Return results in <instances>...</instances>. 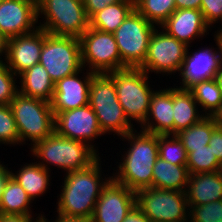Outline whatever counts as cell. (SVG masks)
Segmentation results:
<instances>
[{
	"label": "cell",
	"instance_id": "22",
	"mask_svg": "<svg viewBox=\"0 0 222 222\" xmlns=\"http://www.w3.org/2000/svg\"><path fill=\"white\" fill-rule=\"evenodd\" d=\"M50 172L35 161L22 164L15 173L9 169L10 175L24 188L32 201L47 193L51 185Z\"/></svg>",
	"mask_w": 222,
	"mask_h": 222
},
{
	"label": "cell",
	"instance_id": "35",
	"mask_svg": "<svg viewBox=\"0 0 222 222\" xmlns=\"http://www.w3.org/2000/svg\"><path fill=\"white\" fill-rule=\"evenodd\" d=\"M188 222H222V200L190 206Z\"/></svg>",
	"mask_w": 222,
	"mask_h": 222
},
{
	"label": "cell",
	"instance_id": "42",
	"mask_svg": "<svg viewBox=\"0 0 222 222\" xmlns=\"http://www.w3.org/2000/svg\"><path fill=\"white\" fill-rule=\"evenodd\" d=\"M202 0H175L176 9L200 10Z\"/></svg>",
	"mask_w": 222,
	"mask_h": 222
},
{
	"label": "cell",
	"instance_id": "26",
	"mask_svg": "<svg viewBox=\"0 0 222 222\" xmlns=\"http://www.w3.org/2000/svg\"><path fill=\"white\" fill-rule=\"evenodd\" d=\"M135 9V0H121L106 6L90 19V27L113 33Z\"/></svg>",
	"mask_w": 222,
	"mask_h": 222
},
{
	"label": "cell",
	"instance_id": "38",
	"mask_svg": "<svg viewBox=\"0 0 222 222\" xmlns=\"http://www.w3.org/2000/svg\"><path fill=\"white\" fill-rule=\"evenodd\" d=\"M89 20L99 11L103 10L110 4L117 3L121 0H82Z\"/></svg>",
	"mask_w": 222,
	"mask_h": 222
},
{
	"label": "cell",
	"instance_id": "14",
	"mask_svg": "<svg viewBox=\"0 0 222 222\" xmlns=\"http://www.w3.org/2000/svg\"><path fill=\"white\" fill-rule=\"evenodd\" d=\"M81 73L83 77H80ZM94 74L83 67L75 74L64 77L54 84V94L50 102L54 115L89 104V88Z\"/></svg>",
	"mask_w": 222,
	"mask_h": 222
},
{
	"label": "cell",
	"instance_id": "37",
	"mask_svg": "<svg viewBox=\"0 0 222 222\" xmlns=\"http://www.w3.org/2000/svg\"><path fill=\"white\" fill-rule=\"evenodd\" d=\"M200 11L206 24L213 28L212 25L222 20V0H202Z\"/></svg>",
	"mask_w": 222,
	"mask_h": 222
},
{
	"label": "cell",
	"instance_id": "2",
	"mask_svg": "<svg viewBox=\"0 0 222 222\" xmlns=\"http://www.w3.org/2000/svg\"><path fill=\"white\" fill-rule=\"evenodd\" d=\"M120 139L125 140L129 148H122L127 152L125 150L121 154L122 160L112 178L135 192L152 187L153 166L159 157L158 135L140 129L139 132L133 130Z\"/></svg>",
	"mask_w": 222,
	"mask_h": 222
},
{
	"label": "cell",
	"instance_id": "27",
	"mask_svg": "<svg viewBox=\"0 0 222 222\" xmlns=\"http://www.w3.org/2000/svg\"><path fill=\"white\" fill-rule=\"evenodd\" d=\"M88 98L91 108L121 106L113 78L108 73L94 74L92 76Z\"/></svg>",
	"mask_w": 222,
	"mask_h": 222
},
{
	"label": "cell",
	"instance_id": "4",
	"mask_svg": "<svg viewBox=\"0 0 222 222\" xmlns=\"http://www.w3.org/2000/svg\"><path fill=\"white\" fill-rule=\"evenodd\" d=\"M9 106L16 122L20 145L30 141L31 148L55 131V115L49 102L18 91Z\"/></svg>",
	"mask_w": 222,
	"mask_h": 222
},
{
	"label": "cell",
	"instance_id": "46",
	"mask_svg": "<svg viewBox=\"0 0 222 222\" xmlns=\"http://www.w3.org/2000/svg\"><path fill=\"white\" fill-rule=\"evenodd\" d=\"M52 222H93L91 218H75V217H66V216H56V220Z\"/></svg>",
	"mask_w": 222,
	"mask_h": 222
},
{
	"label": "cell",
	"instance_id": "41",
	"mask_svg": "<svg viewBox=\"0 0 222 222\" xmlns=\"http://www.w3.org/2000/svg\"><path fill=\"white\" fill-rule=\"evenodd\" d=\"M122 222H152L135 204Z\"/></svg>",
	"mask_w": 222,
	"mask_h": 222
},
{
	"label": "cell",
	"instance_id": "34",
	"mask_svg": "<svg viewBox=\"0 0 222 222\" xmlns=\"http://www.w3.org/2000/svg\"><path fill=\"white\" fill-rule=\"evenodd\" d=\"M20 146L19 134L9 105H0V145Z\"/></svg>",
	"mask_w": 222,
	"mask_h": 222
},
{
	"label": "cell",
	"instance_id": "23",
	"mask_svg": "<svg viewBox=\"0 0 222 222\" xmlns=\"http://www.w3.org/2000/svg\"><path fill=\"white\" fill-rule=\"evenodd\" d=\"M20 77V78H19ZM21 94L51 102L54 94V82L45 67L38 63L18 76Z\"/></svg>",
	"mask_w": 222,
	"mask_h": 222
},
{
	"label": "cell",
	"instance_id": "30",
	"mask_svg": "<svg viewBox=\"0 0 222 222\" xmlns=\"http://www.w3.org/2000/svg\"><path fill=\"white\" fill-rule=\"evenodd\" d=\"M187 89L205 116H210L222 103V93L215 78L195 82Z\"/></svg>",
	"mask_w": 222,
	"mask_h": 222
},
{
	"label": "cell",
	"instance_id": "21",
	"mask_svg": "<svg viewBox=\"0 0 222 222\" xmlns=\"http://www.w3.org/2000/svg\"><path fill=\"white\" fill-rule=\"evenodd\" d=\"M174 135L199 122L205 115L187 88H172Z\"/></svg>",
	"mask_w": 222,
	"mask_h": 222
},
{
	"label": "cell",
	"instance_id": "50",
	"mask_svg": "<svg viewBox=\"0 0 222 222\" xmlns=\"http://www.w3.org/2000/svg\"><path fill=\"white\" fill-rule=\"evenodd\" d=\"M47 219L46 217H44L40 222H50L51 220Z\"/></svg>",
	"mask_w": 222,
	"mask_h": 222
},
{
	"label": "cell",
	"instance_id": "25",
	"mask_svg": "<svg viewBox=\"0 0 222 222\" xmlns=\"http://www.w3.org/2000/svg\"><path fill=\"white\" fill-rule=\"evenodd\" d=\"M33 201L24 188L10 175L0 199L1 214L34 215L31 210Z\"/></svg>",
	"mask_w": 222,
	"mask_h": 222
},
{
	"label": "cell",
	"instance_id": "17",
	"mask_svg": "<svg viewBox=\"0 0 222 222\" xmlns=\"http://www.w3.org/2000/svg\"><path fill=\"white\" fill-rule=\"evenodd\" d=\"M189 46L187 54L183 61V66L179 73L180 88H188L195 82L201 80H207L215 77V73L222 66L220 53L214 46H204L197 49L194 52H189ZM191 53V54H190Z\"/></svg>",
	"mask_w": 222,
	"mask_h": 222
},
{
	"label": "cell",
	"instance_id": "10",
	"mask_svg": "<svg viewBox=\"0 0 222 222\" xmlns=\"http://www.w3.org/2000/svg\"><path fill=\"white\" fill-rule=\"evenodd\" d=\"M136 205L152 222H188L189 206L185 192L153 187L136 192Z\"/></svg>",
	"mask_w": 222,
	"mask_h": 222
},
{
	"label": "cell",
	"instance_id": "33",
	"mask_svg": "<svg viewBox=\"0 0 222 222\" xmlns=\"http://www.w3.org/2000/svg\"><path fill=\"white\" fill-rule=\"evenodd\" d=\"M159 157L174 165L187 164V152L176 135H158Z\"/></svg>",
	"mask_w": 222,
	"mask_h": 222
},
{
	"label": "cell",
	"instance_id": "12",
	"mask_svg": "<svg viewBox=\"0 0 222 222\" xmlns=\"http://www.w3.org/2000/svg\"><path fill=\"white\" fill-rule=\"evenodd\" d=\"M55 131L66 138L89 144L100 154L98 147L92 142L104 134L99 127L97 116L89 104L57 113L55 115Z\"/></svg>",
	"mask_w": 222,
	"mask_h": 222
},
{
	"label": "cell",
	"instance_id": "31",
	"mask_svg": "<svg viewBox=\"0 0 222 222\" xmlns=\"http://www.w3.org/2000/svg\"><path fill=\"white\" fill-rule=\"evenodd\" d=\"M135 9L159 27L176 10L175 0H135Z\"/></svg>",
	"mask_w": 222,
	"mask_h": 222
},
{
	"label": "cell",
	"instance_id": "13",
	"mask_svg": "<svg viewBox=\"0 0 222 222\" xmlns=\"http://www.w3.org/2000/svg\"><path fill=\"white\" fill-rule=\"evenodd\" d=\"M136 204V192L113 178L104 186L96 202L93 222H122Z\"/></svg>",
	"mask_w": 222,
	"mask_h": 222
},
{
	"label": "cell",
	"instance_id": "49",
	"mask_svg": "<svg viewBox=\"0 0 222 222\" xmlns=\"http://www.w3.org/2000/svg\"><path fill=\"white\" fill-rule=\"evenodd\" d=\"M24 1H27L33 4L35 7H38L42 0H24Z\"/></svg>",
	"mask_w": 222,
	"mask_h": 222
},
{
	"label": "cell",
	"instance_id": "16",
	"mask_svg": "<svg viewBox=\"0 0 222 222\" xmlns=\"http://www.w3.org/2000/svg\"><path fill=\"white\" fill-rule=\"evenodd\" d=\"M37 7L24 0L0 2V31L9 39L31 33L39 26Z\"/></svg>",
	"mask_w": 222,
	"mask_h": 222
},
{
	"label": "cell",
	"instance_id": "51",
	"mask_svg": "<svg viewBox=\"0 0 222 222\" xmlns=\"http://www.w3.org/2000/svg\"><path fill=\"white\" fill-rule=\"evenodd\" d=\"M220 23H221V26L219 27L220 29L218 28V30H222V20H221Z\"/></svg>",
	"mask_w": 222,
	"mask_h": 222
},
{
	"label": "cell",
	"instance_id": "36",
	"mask_svg": "<svg viewBox=\"0 0 222 222\" xmlns=\"http://www.w3.org/2000/svg\"><path fill=\"white\" fill-rule=\"evenodd\" d=\"M17 78L5 62H0V105H9L15 97L18 92Z\"/></svg>",
	"mask_w": 222,
	"mask_h": 222
},
{
	"label": "cell",
	"instance_id": "29",
	"mask_svg": "<svg viewBox=\"0 0 222 222\" xmlns=\"http://www.w3.org/2000/svg\"><path fill=\"white\" fill-rule=\"evenodd\" d=\"M216 127L211 117L205 116L199 122L175 135L182 142L188 155L193 149L205 148L206 145H209L211 135Z\"/></svg>",
	"mask_w": 222,
	"mask_h": 222
},
{
	"label": "cell",
	"instance_id": "9",
	"mask_svg": "<svg viewBox=\"0 0 222 222\" xmlns=\"http://www.w3.org/2000/svg\"><path fill=\"white\" fill-rule=\"evenodd\" d=\"M39 63L45 67L54 84L80 71L83 66L79 38L54 36L44 30Z\"/></svg>",
	"mask_w": 222,
	"mask_h": 222
},
{
	"label": "cell",
	"instance_id": "44",
	"mask_svg": "<svg viewBox=\"0 0 222 222\" xmlns=\"http://www.w3.org/2000/svg\"><path fill=\"white\" fill-rule=\"evenodd\" d=\"M7 42H8V38L0 31V62H4L5 59H6V55H7Z\"/></svg>",
	"mask_w": 222,
	"mask_h": 222
},
{
	"label": "cell",
	"instance_id": "45",
	"mask_svg": "<svg viewBox=\"0 0 222 222\" xmlns=\"http://www.w3.org/2000/svg\"><path fill=\"white\" fill-rule=\"evenodd\" d=\"M211 119L213 120L214 124L222 128V103L219 107L210 115Z\"/></svg>",
	"mask_w": 222,
	"mask_h": 222
},
{
	"label": "cell",
	"instance_id": "24",
	"mask_svg": "<svg viewBox=\"0 0 222 222\" xmlns=\"http://www.w3.org/2000/svg\"><path fill=\"white\" fill-rule=\"evenodd\" d=\"M189 176L186 165H174L158 157L153 166L152 187L185 192Z\"/></svg>",
	"mask_w": 222,
	"mask_h": 222
},
{
	"label": "cell",
	"instance_id": "28",
	"mask_svg": "<svg viewBox=\"0 0 222 222\" xmlns=\"http://www.w3.org/2000/svg\"><path fill=\"white\" fill-rule=\"evenodd\" d=\"M97 116L98 124L104 135L112 134L122 137L135 130V124L131 123L122 106L108 108H92Z\"/></svg>",
	"mask_w": 222,
	"mask_h": 222
},
{
	"label": "cell",
	"instance_id": "39",
	"mask_svg": "<svg viewBox=\"0 0 222 222\" xmlns=\"http://www.w3.org/2000/svg\"><path fill=\"white\" fill-rule=\"evenodd\" d=\"M209 145L217 160L222 162V128L216 127L211 135Z\"/></svg>",
	"mask_w": 222,
	"mask_h": 222
},
{
	"label": "cell",
	"instance_id": "18",
	"mask_svg": "<svg viewBox=\"0 0 222 222\" xmlns=\"http://www.w3.org/2000/svg\"><path fill=\"white\" fill-rule=\"evenodd\" d=\"M168 35L183 42L188 47L192 41L209 35L211 28L206 24L203 14L196 9H176L169 18L159 26Z\"/></svg>",
	"mask_w": 222,
	"mask_h": 222
},
{
	"label": "cell",
	"instance_id": "3",
	"mask_svg": "<svg viewBox=\"0 0 222 222\" xmlns=\"http://www.w3.org/2000/svg\"><path fill=\"white\" fill-rule=\"evenodd\" d=\"M31 155L37 163L50 170V166H56L63 172L79 171L91 166L100 156L89 144L66 138L54 131L44 140L37 142L30 148Z\"/></svg>",
	"mask_w": 222,
	"mask_h": 222
},
{
	"label": "cell",
	"instance_id": "15",
	"mask_svg": "<svg viewBox=\"0 0 222 222\" xmlns=\"http://www.w3.org/2000/svg\"><path fill=\"white\" fill-rule=\"evenodd\" d=\"M44 42V30L38 27L31 33L8 39L6 66L18 77L38 64Z\"/></svg>",
	"mask_w": 222,
	"mask_h": 222
},
{
	"label": "cell",
	"instance_id": "20",
	"mask_svg": "<svg viewBox=\"0 0 222 222\" xmlns=\"http://www.w3.org/2000/svg\"><path fill=\"white\" fill-rule=\"evenodd\" d=\"M185 194L189 207L222 200V171L190 174Z\"/></svg>",
	"mask_w": 222,
	"mask_h": 222
},
{
	"label": "cell",
	"instance_id": "47",
	"mask_svg": "<svg viewBox=\"0 0 222 222\" xmlns=\"http://www.w3.org/2000/svg\"><path fill=\"white\" fill-rule=\"evenodd\" d=\"M214 40L216 43V47H218L219 53H220V57H221V61H222V30H217L214 32Z\"/></svg>",
	"mask_w": 222,
	"mask_h": 222
},
{
	"label": "cell",
	"instance_id": "40",
	"mask_svg": "<svg viewBox=\"0 0 222 222\" xmlns=\"http://www.w3.org/2000/svg\"><path fill=\"white\" fill-rule=\"evenodd\" d=\"M33 215H16V214H1L0 213V222H40L44 217L43 214H38L34 219Z\"/></svg>",
	"mask_w": 222,
	"mask_h": 222
},
{
	"label": "cell",
	"instance_id": "5",
	"mask_svg": "<svg viewBox=\"0 0 222 222\" xmlns=\"http://www.w3.org/2000/svg\"><path fill=\"white\" fill-rule=\"evenodd\" d=\"M38 26L54 36L76 37L89 28L82 0H42L37 7Z\"/></svg>",
	"mask_w": 222,
	"mask_h": 222
},
{
	"label": "cell",
	"instance_id": "1",
	"mask_svg": "<svg viewBox=\"0 0 222 222\" xmlns=\"http://www.w3.org/2000/svg\"><path fill=\"white\" fill-rule=\"evenodd\" d=\"M101 162L99 158L85 169L64 174L62 190L57 196L58 216L92 218L101 191L112 178L108 174L109 177H105Z\"/></svg>",
	"mask_w": 222,
	"mask_h": 222
},
{
	"label": "cell",
	"instance_id": "19",
	"mask_svg": "<svg viewBox=\"0 0 222 222\" xmlns=\"http://www.w3.org/2000/svg\"><path fill=\"white\" fill-rule=\"evenodd\" d=\"M141 130L156 135H174L172 87L154 91Z\"/></svg>",
	"mask_w": 222,
	"mask_h": 222
},
{
	"label": "cell",
	"instance_id": "43",
	"mask_svg": "<svg viewBox=\"0 0 222 222\" xmlns=\"http://www.w3.org/2000/svg\"><path fill=\"white\" fill-rule=\"evenodd\" d=\"M10 176L9 169L7 165L5 166L3 163L0 164V199L4 190L5 181Z\"/></svg>",
	"mask_w": 222,
	"mask_h": 222
},
{
	"label": "cell",
	"instance_id": "48",
	"mask_svg": "<svg viewBox=\"0 0 222 222\" xmlns=\"http://www.w3.org/2000/svg\"><path fill=\"white\" fill-rule=\"evenodd\" d=\"M215 80L217 82L218 87L221 90L222 93V66L219 68V70L215 73Z\"/></svg>",
	"mask_w": 222,
	"mask_h": 222
},
{
	"label": "cell",
	"instance_id": "6",
	"mask_svg": "<svg viewBox=\"0 0 222 222\" xmlns=\"http://www.w3.org/2000/svg\"><path fill=\"white\" fill-rule=\"evenodd\" d=\"M114 81L118 101L129 121L142 125L148 114L150 99L155 90L150 76L140 68H126L108 73Z\"/></svg>",
	"mask_w": 222,
	"mask_h": 222
},
{
	"label": "cell",
	"instance_id": "7",
	"mask_svg": "<svg viewBox=\"0 0 222 222\" xmlns=\"http://www.w3.org/2000/svg\"><path fill=\"white\" fill-rule=\"evenodd\" d=\"M157 26L134 9L113 32L122 63L140 68L148 52L149 39Z\"/></svg>",
	"mask_w": 222,
	"mask_h": 222
},
{
	"label": "cell",
	"instance_id": "11",
	"mask_svg": "<svg viewBox=\"0 0 222 222\" xmlns=\"http://www.w3.org/2000/svg\"><path fill=\"white\" fill-rule=\"evenodd\" d=\"M156 27L149 39L148 52L140 69L147 74L175 75L181 71L188 46Z\"/></svg>",
	"mask_w": 222,
	"mask_h": 222
},
{
	"label": "cell",
	"instance_id": "32",
	"mask_svg": "<svg viewBox=\"0 0 222 222\" xmlns=\"http://www.w3.org/2000/svg\"><path fill=\"white\" fill-rule=\"evenodd\" d=\"M186 166L189 174L221 170V163L215 157L210 145H206L205 148L193 149L187 155Z\"/></svg>",
	"mask_w": 222,
	"mask_h": 222
},
{
	"label": "cell",
	"instance_id": "8",
	"mask_svg": "<svg viewBox=\"0 0 222 222\" xmlns=\"http://www.w3.org/2000/svg\"><path fill=\"white\" fill-rule=\"evenodd\" d=\"M82 66L95 73L126 69L113 33L89 28L79 38ZM89 68V69H88Z\"/></svg>",
	"mask_w": 222,
	"mask_h": 222
}]
</instances>
